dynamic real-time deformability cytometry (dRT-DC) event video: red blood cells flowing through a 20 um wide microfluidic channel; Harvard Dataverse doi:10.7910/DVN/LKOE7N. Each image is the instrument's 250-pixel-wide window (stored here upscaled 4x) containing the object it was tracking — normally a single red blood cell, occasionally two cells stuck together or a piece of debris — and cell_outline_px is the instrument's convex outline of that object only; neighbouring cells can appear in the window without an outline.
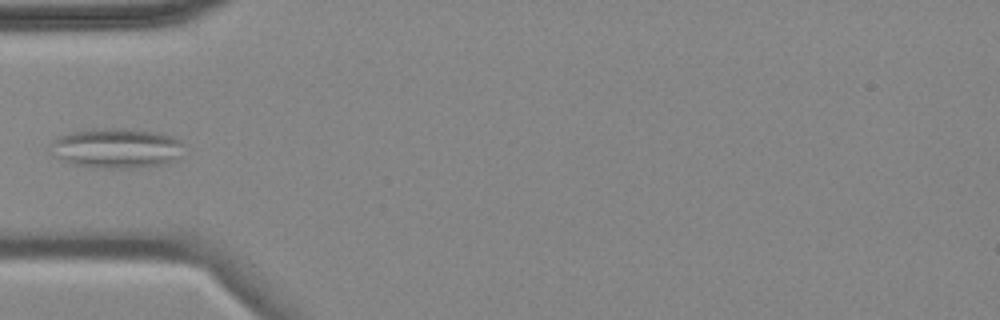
{"species": "common noctule bat (a hibernating species)", "species_latin": "Nyctalus noctula", "temperature_condition": "cold", "stored_images_in_passage": 5, "camera_frame_rate_fps": 3000, "um_per_image_px": 0.085, "animal": {"sex": "female", "body_mass_g": 18.4}, "frame": {"image": 1, "passage_image": 5, "time_ms": 5.333, "image_size_px": [1000, 320], "cell_outline_px": [[180, 156], [176, 160], [164, 164], [132, 168], [92, 168], [72, 164], [52, 156], [48, 148], [52, 140], [60, 136], [72, 132], [92, 128], [124, 128], [156, 132], [172, 136], [180, 140]], "centroid_in_image_um": [9.82, 12.6], "position_along_channel_um": 75.2, "area_um2": 31.39}}